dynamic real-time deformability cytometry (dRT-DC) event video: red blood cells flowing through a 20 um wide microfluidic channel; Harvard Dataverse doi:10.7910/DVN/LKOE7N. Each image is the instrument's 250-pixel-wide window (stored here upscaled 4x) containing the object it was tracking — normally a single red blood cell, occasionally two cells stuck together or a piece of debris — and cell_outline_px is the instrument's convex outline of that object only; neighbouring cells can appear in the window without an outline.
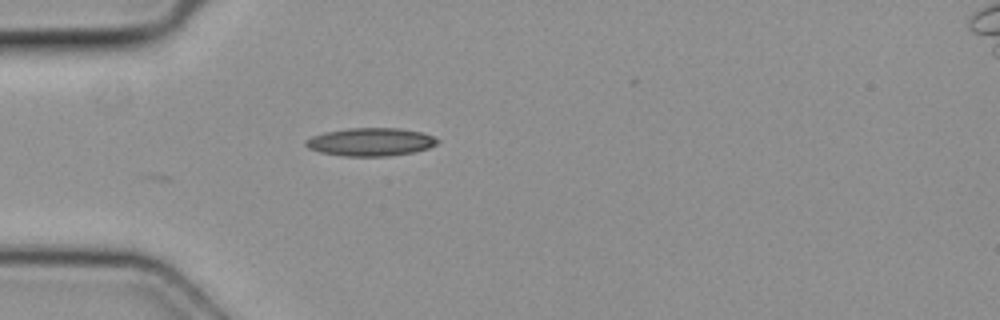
{"species": "common noctule bat (a hibernating species)", "species_latin": "Nyctalus noctula", "temperature_condition": "cold", "stored_images_in_passage": 3, "camera_frame_rate_fps": 3000, "um_per_image_px": 0.085, "animal": {"sex": "female", "body_mass_g": 19.3, "forearm_length_mm": 54.1}, "frame": {"image": 1, "passage_image": 3, "time_ms": 0.667, "image_size_px": [1000, 320], "cell_outline_px": [[440, 140], [436, 144], [428, 148], [412, 152], [388, 156], [344, 156], [320, 152], [308, 148], [304, 144], [304, 140], [312, 136], [324, 132], [348, 128], [400, 128], [420, 132], [432, 136]], "centroid_in_image_um": [31.46, 12.06], "position_along_channel_um": 53.5, "area_um2": 21.5}}